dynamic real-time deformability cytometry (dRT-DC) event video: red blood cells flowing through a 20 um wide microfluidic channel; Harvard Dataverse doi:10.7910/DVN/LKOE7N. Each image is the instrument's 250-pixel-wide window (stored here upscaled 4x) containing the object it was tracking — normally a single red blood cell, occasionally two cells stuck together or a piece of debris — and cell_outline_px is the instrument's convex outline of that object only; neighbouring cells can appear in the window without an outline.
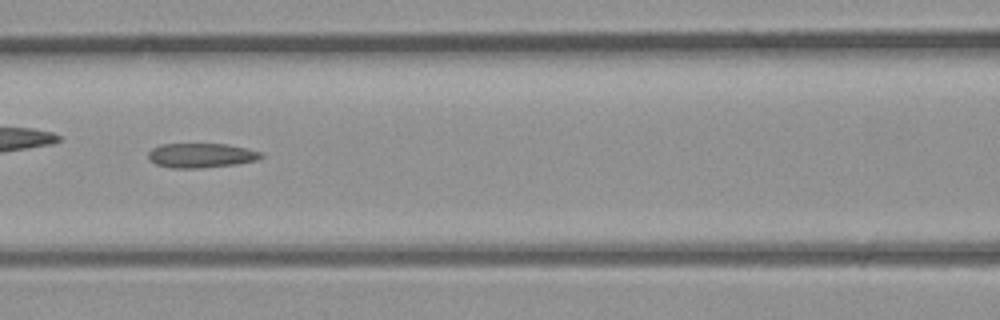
{"species": "common noctule bat (a hibernating species)", "species_latin": "Nyctalus noctula", "temperature_condition": "room temperature", "stored_images_in_passage": 37, "camera_frame_rate_fps": 3000, "um_per_image_px": 0.085, "animal": {"sex": "male", "body_mass_g": 23.1, "forearm_length_mm": 52.7}, "frame": {"image": 1, "passage_image": 16, "time_ms": 5.0, "image_size_px": [1000, 320], "cell_outline_px": [[264, 156], [256, 160], [236, 164], [200, 168], [172, 168], [156, 164], [148, 160], [148, 152], [152, 148], [160, 144], [228, 144], [260, 152]], "centroid_in_image_um": [17.05, 13.21], "position_along_channel_um": 149.6, "area_um2": 16.07}}